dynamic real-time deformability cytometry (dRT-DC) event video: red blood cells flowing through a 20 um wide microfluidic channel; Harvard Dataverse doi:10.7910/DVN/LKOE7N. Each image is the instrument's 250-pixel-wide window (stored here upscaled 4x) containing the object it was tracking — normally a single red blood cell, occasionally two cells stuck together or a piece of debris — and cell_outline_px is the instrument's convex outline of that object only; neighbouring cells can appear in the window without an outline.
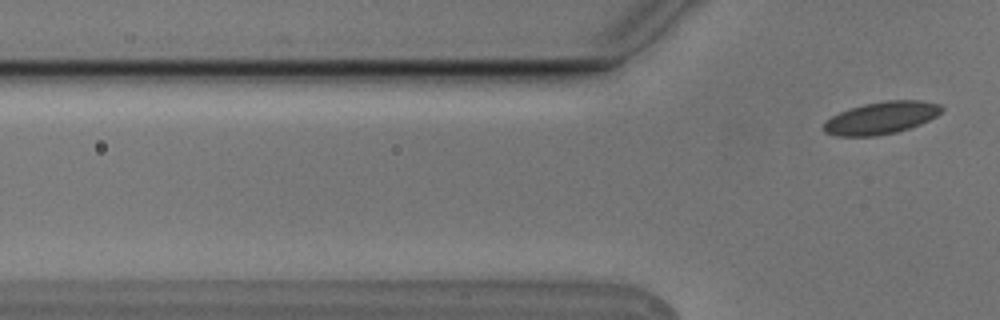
{"species": "Egyptian fruit bat (a non-hibernating species)", "species_latin": "Rousettus aegyptiacus", "temperature_condition": "cold", "stored_images_in_passage": 4, "camera_frame_rate_fps": 3000, "um_per_image_px": 0.085, "animal": {"sex": "male"}, "frame": {"image": 1, "passage_image": 4, "time_ms": 1.0, "image_size_px": [1000, 320], "cell_outline_px": [[944, 108], [936, 116], [920, 124], [896, 132], [876, 136], [836, 136], [824, 132], [820, 128], [824, 120], [840, 112], [864, 104], [884, 100], [920, 100], [940, 104]], "centroid_in_image_um": [74.85, 10.02], "position_along_channel_um": 50.9, "area_um2": 22.31}}